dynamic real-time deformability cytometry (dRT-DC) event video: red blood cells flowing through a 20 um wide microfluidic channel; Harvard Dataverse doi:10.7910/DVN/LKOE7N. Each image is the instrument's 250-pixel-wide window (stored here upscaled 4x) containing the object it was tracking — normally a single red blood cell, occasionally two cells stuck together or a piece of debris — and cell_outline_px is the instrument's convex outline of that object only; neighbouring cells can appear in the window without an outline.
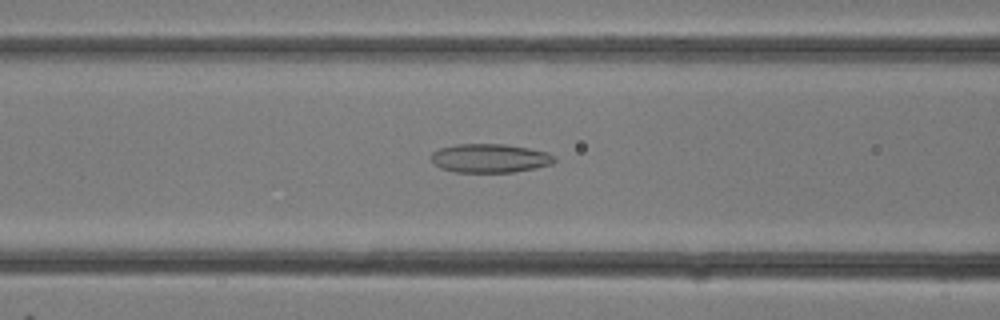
{"species": "common noctule bat (a hibernating species)", "species_latin": "Nyctalus noctula", "temperature_condition": "room temperature", "stored_images_in_passage": 31, "camera_frame_rate_fps": 3000, "um_per_image_px": 0.085, "animal": {"sex": "female"}, "frame": {"image": 1, "passage_image": 12, "time_ms": 3.667, "image_size_px": [1000, 320], "cell_outline_px": [[556, 160], [552, 164], [536, 168], [512, 172], [452, 172], [440, 168], [432, 164], [432, 152], [440, 148], [456, 144], [504, 144], [528, 148], [548, 152], [556, 156]], "centroid_in_image_um": [41.64, 13.45], "position_along_channel_um": 125.0, "area_um2": 20.87}}
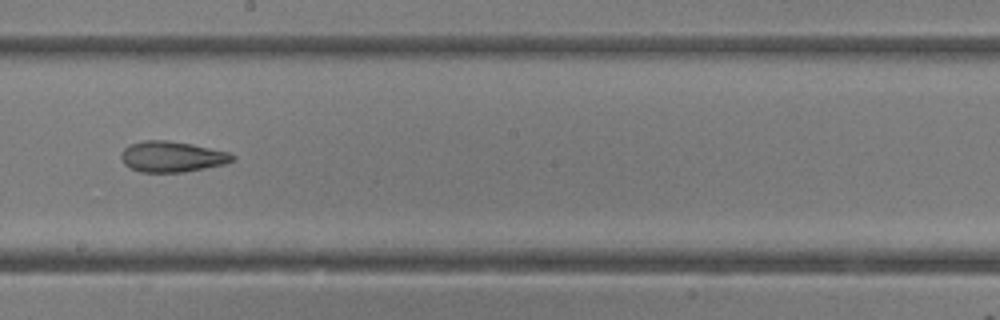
{"frame": {"image": 2, "passage_image": 17, "time_ms": 5.333, "image_size_px": [1000, 320], "cell_outline_px": [[236, 160], [224, 164], [184, 172], [140, 172], [124, 164], [120, 156], [124, 148], [128, 144], [144, 140], [168, 140], [192, 144], [232, 152], [236, 156]], "centroid_in_image_um": [14.65, 13.3], "position_along_channel_um": 233.5, "area_um2": 20.17}}
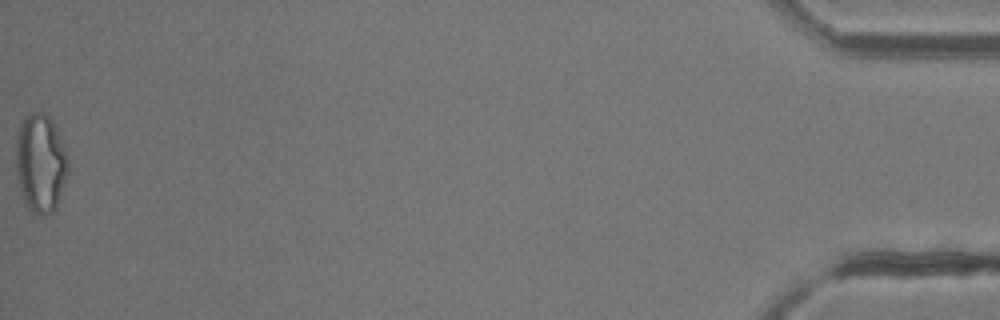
{"frame": {"image": 3, "passage_image": 31, "time_ms": 10.0, "image_size_px": [1000, 320], "cell_outline_px": [[68, 172], [56, 208], [52, 212], [44, 216], [40, 216], [32, 212], [24, 204], [20, 192], [16, 172], [16, 136], [20, 124], [32, 112], [44, 112], [52, 120], [56, 128], [64, 148], [68, 160]], "centroid_in_image_um": [3.43, 13.91], "position_along_channel_um": 431.8, "area_um2": 30.11}}